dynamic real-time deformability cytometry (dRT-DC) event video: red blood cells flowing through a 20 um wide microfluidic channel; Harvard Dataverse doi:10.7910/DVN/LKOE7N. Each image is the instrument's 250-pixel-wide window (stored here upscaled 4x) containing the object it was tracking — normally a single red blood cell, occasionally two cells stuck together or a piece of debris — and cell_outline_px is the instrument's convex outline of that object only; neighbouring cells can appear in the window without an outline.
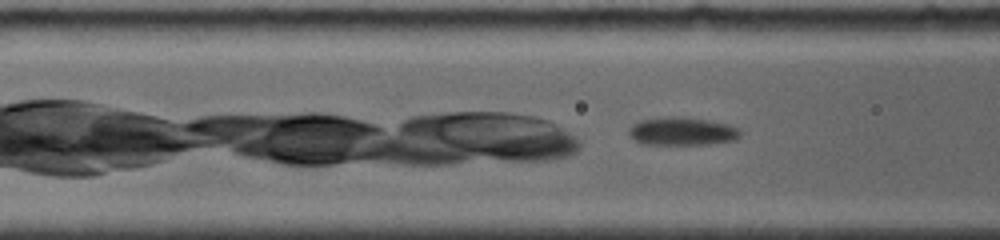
{"species": "common noctule bat (a hibernating species)", "species_latin": "Nyctalus noctula", "temperature_condition": "room temperature", "stored_images_in_passage": 6, "camera_frame_rate_fps": 4000, "um_per_image_px": 0.085, "animal": {"sex": "female", "body_mass_g": 19.0, "forearm_length_mm": 56.7}, "frame": {"image": 1, "passage_image": 3, "time_ms": 0.5, "image_size_px": [1000, 240], "cell_outline_px": [[740, 136], [736, 140], [708, 144], [640, 144], [628, 136], [628, 128], [632, 124], [640, 120], [668, 116], [680, 116], [708, 120], [728, 124], [736, 128], [740, 132]], "centroid_in_image_um": [57.92, 11.16], "position_along_channel_um": 108.7, "area_um2": 18.44}}